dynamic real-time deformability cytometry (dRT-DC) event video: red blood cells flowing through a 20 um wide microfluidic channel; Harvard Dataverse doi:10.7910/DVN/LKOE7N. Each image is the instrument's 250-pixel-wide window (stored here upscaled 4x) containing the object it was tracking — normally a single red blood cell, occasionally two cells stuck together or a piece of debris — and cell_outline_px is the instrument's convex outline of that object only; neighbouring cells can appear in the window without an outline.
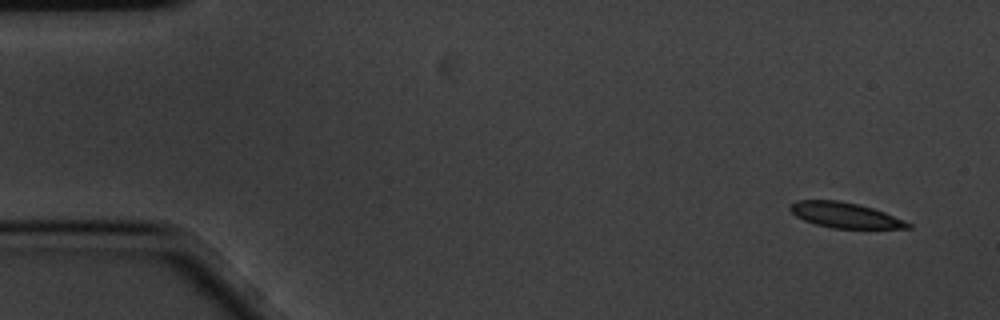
{"species": "common noctule bat (a hibernating species)", "species_latin": "Nyctalus noctula", "temperature_condition": "cold", "stored_images_in_passage": 5, "camera_frame_rate_fps": 3000, "um_per_image_px": 0.085, "animal": {"sex": "male", "body_mass_g": 20.1, "forearm_length_mm": 53.5}, "frame": {"image": 1, "passage_image": 1, "time_ms": 0.0, "image_size_px": [1000, 320], "cell_outline_px": [[912, 228], [832, 228], [816, 224], [804, 220], [796, 216], [788, 208], [788, 204], [796, 200], [836, 200], [856, 204], [872, 208], [884, 212], [912, 224]], "centroid_in_image_um": [71.77, 18.28], "position_along_channel_um": 13.2, "area_um2": 17.22}}
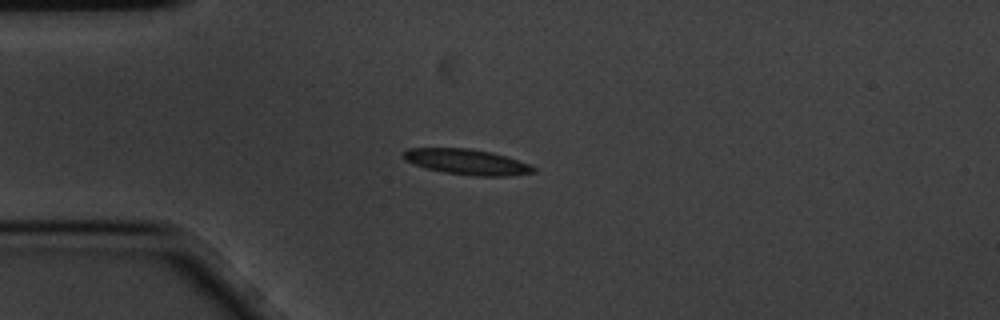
{"frame": {"image": 2, "passage_image": 4, "time_ms": 1.0, "image_size_px": [1000, 320], "cell_outline_px": [[536, 172], [508, 176], [476, 176], [444, 172], [412, 164], [404, 160], [400, 156], [400, 152], [408, 148], [468, 148], [492, 152], [528, 164], [536, 168]], "centroid_in_image_um": [39.61, 13.75], "position_along_channel_um": 45.4, "area_um2": 19.36}}